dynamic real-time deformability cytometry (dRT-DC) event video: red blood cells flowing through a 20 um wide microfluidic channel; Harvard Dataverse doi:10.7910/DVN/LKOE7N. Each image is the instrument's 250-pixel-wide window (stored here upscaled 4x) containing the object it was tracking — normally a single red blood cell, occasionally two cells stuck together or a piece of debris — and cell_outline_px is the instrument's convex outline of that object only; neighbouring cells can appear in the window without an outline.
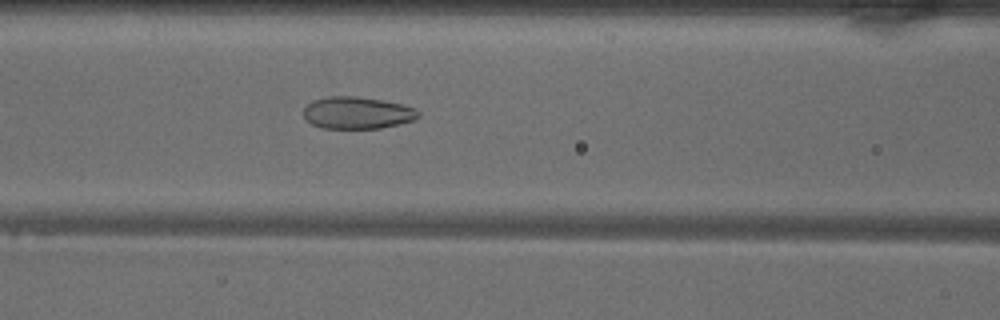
{"species": "common noctule bat (a hibernating species)", "species_latin": "Nyctalus noctula", "temperature_condition": "warm", "stored_images_in_passage": 39, "camera_frame_rate_fps": 3000, "um_per_image_px": 0.085, "animal": {"sex": "male", "body_mass_g": 18.8}, "frame": {"image": 1, "passage_image": 10, "time_ms": 3.0, "image_size_px": [1000, 320], "cell_outline_px": [[420, 116], [412, 120], [380, 128], [324, 128], [312, 124], [304, 120], [304, 108], [308, 104], [316, 100], [328, 96], [356, 96], [380, 100], [400, 104], [416, 108], [420, 112]], "centroid_in_image_um": [30.35, 9.59], "position_along_channel_um": 136.3, "area_um2": 21.21}}
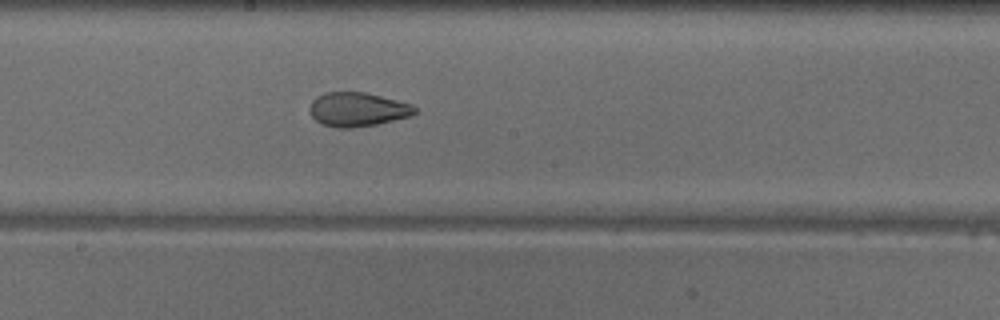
{"frame": {"image": 2, "passage_image": 16, "time_ms": 5.0, "image_size_px": [1000, 320], "cell_outline_px": [[416, 112], [412, 116], [376, 124], [352, 128], [336, 128], [320, 124], [312, 116], [308, 108], [312, 100], [316, 96], [324, 92], [364, 92], [412, 104], [416, 108]], "centroid_in_image_um": [30.36, 9.3], "position_along_channel_um": 217.8, "area_um2": 20.98}}
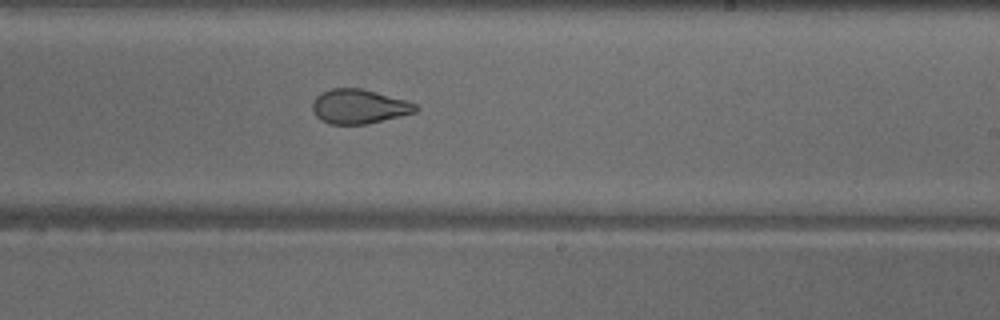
{"frame": {"image": 3, "passage_image": 19, "time_ms": 6.0, "image_size_px": [1000, 320], "cell_outline_px": [[420, 108], [416, 112], [368, 124], [328, 124], [320, 120], [316, 116], [312, 108], [312, 100], [320, 92], [332, 88], [360, 88], [376, 92], [404, 100], [416, 104]], "centroid_in_image_um": [30.48, 9.05], "position_along_channel_um": 258.5, "area_um2": 20.75}, "authors_computed_cell_mechanics": {"area_um2": 20.8658, "velocity_mm_per_s": 4.0734, "shape_relaxation_time_tau1_ms": 11.1663, "shape_relaxation_time_tau2_ms": 1.3005, "deformation_change_tau1": 0.2217, "deformation_change_tau2": 0.0667}}